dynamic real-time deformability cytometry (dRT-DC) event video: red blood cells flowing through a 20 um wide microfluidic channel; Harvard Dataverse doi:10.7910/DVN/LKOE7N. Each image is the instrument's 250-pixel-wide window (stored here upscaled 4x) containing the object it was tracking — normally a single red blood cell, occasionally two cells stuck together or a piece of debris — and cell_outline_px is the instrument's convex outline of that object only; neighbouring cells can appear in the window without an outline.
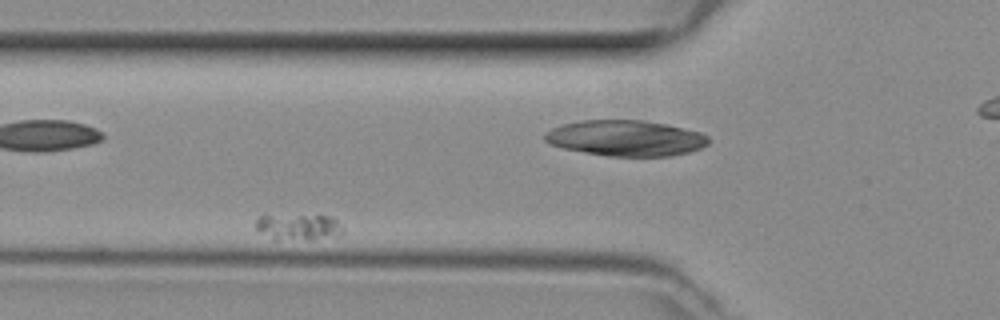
{"species": "common noctule bat (a hibernating species)", "species_latin": "Nyctalus noctula", "temperature_condition": "room temperature", "stored_images_in_passage": 32, "camera_frame_rate_fps": 3000, "um_per_image_px": 0.085, "animal": {"sex": "female", "body_mass_g": 29.2, "forearm_length_mm": 56.3}, "frame": {"image": 1, "passage_image": 4, "time_ms": 1.0, "image_size_px": [1000, 320], "cell_outline_px": [[344, 232], [340, 236], [308, 240], [272, 240], [256, 228], [256, 220], [260, 216], [332, 216], [336, 220]], "centroid_in_image_um": [25.39, 19.33], "position_along_channel_um": 100.4, "area_um2": 13.24}}
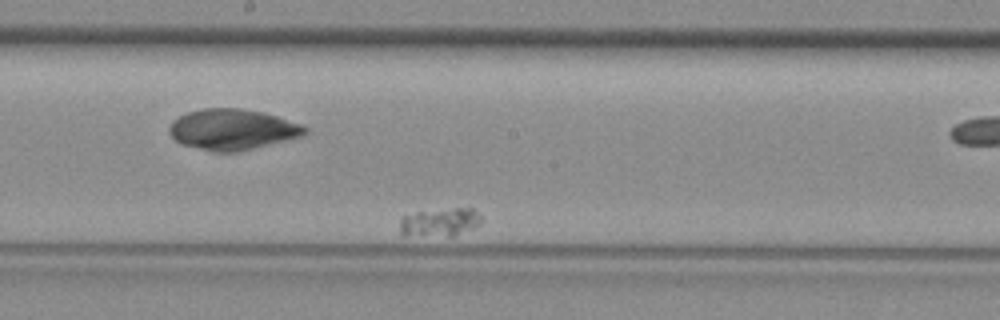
{"frame": {"image": 2, "passage_image": 15, "time_ms": 4.667, "image_size_px": [1000, 320], "cell_outline_px": [[480, 224], [452, 236], [404, 236], [400, 232], [400, 220], [404, 216], [416, 212], [456, 208], [472, 208], [480, 216]], "centroid_in_image_um": [37.33, 18.9], "position_along_channel_um": 210.9, "area_um2": 13.29}}
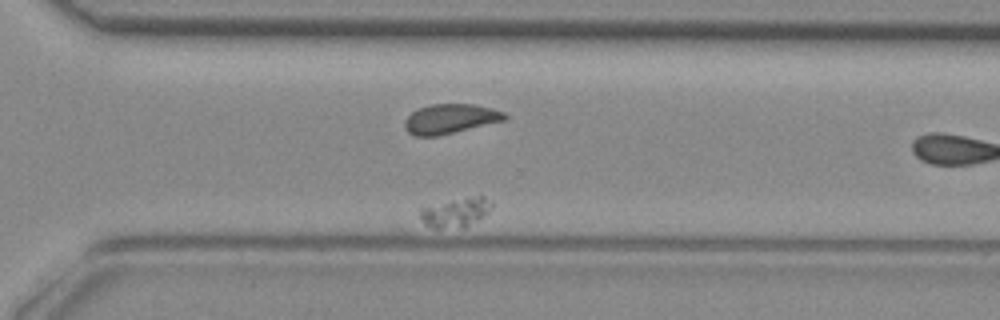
{"frame": {"image": 3, "passage_image": 27, "time_ms": 8.667, "image_size_px": [1000, 320], "cell_outline_px": [[492, 204], [488, 212], [464, 228], [432, 228], [424, 224], [420, 216], [420, 208], [452, 200], [480, 196], [484, 196], [492, 200]], "centroid_in_image_um": [38.72, 18.07], "position_along_channel_um": 331.9, "area_um2": 11.96}}